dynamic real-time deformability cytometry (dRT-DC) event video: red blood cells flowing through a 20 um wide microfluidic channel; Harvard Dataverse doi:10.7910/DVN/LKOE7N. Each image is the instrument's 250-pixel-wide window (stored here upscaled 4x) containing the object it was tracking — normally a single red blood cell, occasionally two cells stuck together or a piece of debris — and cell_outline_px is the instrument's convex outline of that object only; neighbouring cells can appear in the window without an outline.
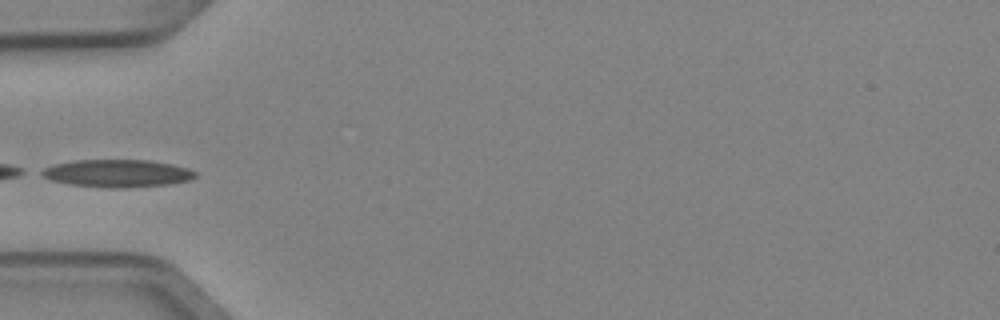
{"species": "Egyptian fruit bat (a non-hibernating species)", "species_latin": "Rousettus aegyptiacus", "temperature_condition": "cold", "stored_images_in_passage": 3, "camera_frame_rate_fps": 3000, "um_per_image_px": 0.085, "animal": {"sex": "female"}, "frame": {"image": 1, "passage_image": 3, "time_ms": 0.667, "image_size_px": [1000, 320], "cell_outline_px": [[196, 176], [192, 180], [168, 184], [124, 188], [104, 188], [68, 184], [52, 180], [36, 172], [52, 164], [76, 160], [148, 160], [172, 164], [188, 168], [196, 172]], "centroid_in_image_um": [9.95, 14.73], "position_along_channel_um": 75.0, "area_um2": 24.91}}